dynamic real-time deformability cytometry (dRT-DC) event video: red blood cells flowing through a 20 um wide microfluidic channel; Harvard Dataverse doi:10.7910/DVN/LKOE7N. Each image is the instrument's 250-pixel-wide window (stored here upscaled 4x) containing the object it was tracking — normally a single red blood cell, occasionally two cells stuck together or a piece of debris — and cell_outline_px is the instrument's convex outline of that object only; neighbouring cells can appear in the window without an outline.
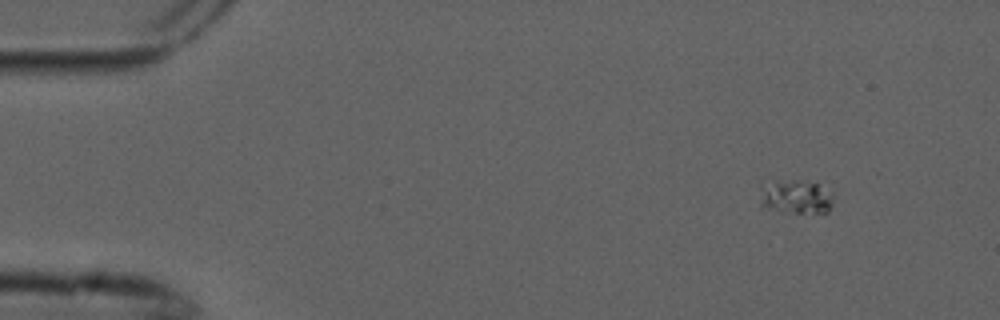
{"species": "common noctule bat (a hibernating species)", "species_latin": "Nyctalus noctula", "temperature_condition": "cold", "stored_images_in_passage": 4, "camera_frame_rate_fps": 3000, "um_per_image_px": 0.085, "animal": {"sex": "male", "forearm_length_mm": 52.5}, "frame": {"image": 1, "passage_image": 1, "time_ms": 0.0, "image_size_px": [1000, 320], "cell_outline_px": [[832, 204], [828, 212], [792, 212], [760, 208], [760, 180], [800, 180], [820, 184], [832, 192]], "centroid_in_image_um": [67.55, 16.68], "position_along_channel_um": 17.4, "area_um2": 15.09}}